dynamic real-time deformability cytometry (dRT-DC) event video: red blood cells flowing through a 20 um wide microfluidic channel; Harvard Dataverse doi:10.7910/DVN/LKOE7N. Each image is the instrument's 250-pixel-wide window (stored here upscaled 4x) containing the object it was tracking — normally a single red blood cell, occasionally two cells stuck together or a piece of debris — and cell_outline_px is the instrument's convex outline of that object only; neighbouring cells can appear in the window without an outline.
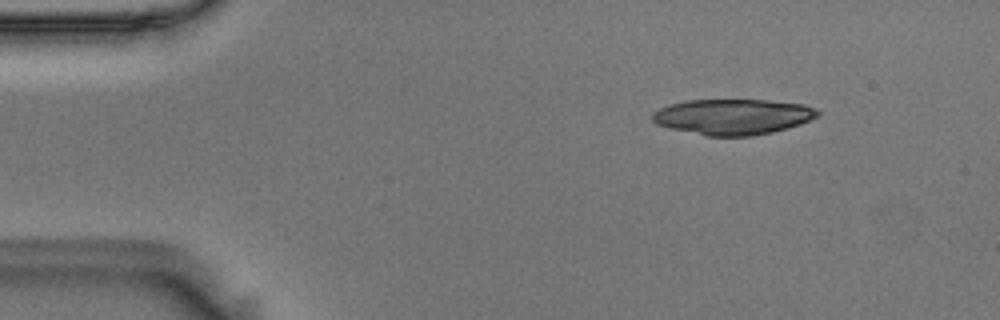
{"species": "Egyptian fruit bat (a non-hibernating species)", "species_latin": "Rousettus aegyptiacus", "temperature_condition": "room temperature", "stored_images_in_passage": 17, "camera_frame_rate_fps": 3000, "um_per_image_px": 0.085, "animal": {"sex": "male"}, "frame": {"image": 1, "passage_image": 1, "time_ms": 0.0, "image_size_px": [1000, 320], "cell_outline_px": [[820, 112], [816, 116], [800, 124], [772, 132], [752, 136], [708, 136], [668, 128], [656, 124], [652, 120], [652, 112], [668, 104], [688, 100], [768, 100], [804, 104]], "centroid_in_image_um": [62.24, 9.92], "position_along_channel_um": 22.8, "area_um2": 34.22}}